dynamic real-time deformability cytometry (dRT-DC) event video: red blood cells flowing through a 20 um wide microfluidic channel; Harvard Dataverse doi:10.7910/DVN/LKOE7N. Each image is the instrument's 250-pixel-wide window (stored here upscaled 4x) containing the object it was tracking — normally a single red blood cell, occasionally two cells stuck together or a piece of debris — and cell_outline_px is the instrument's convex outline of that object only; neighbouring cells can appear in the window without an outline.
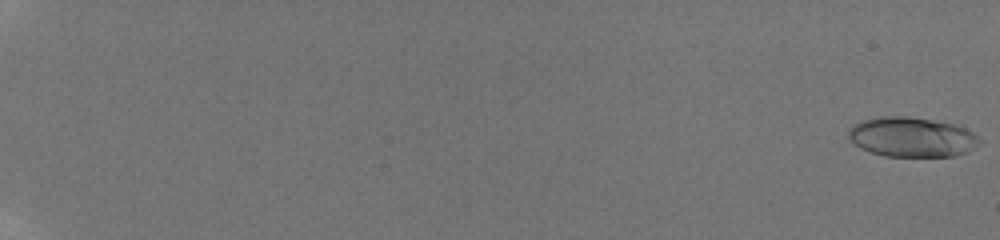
{"species": "human", "species_latin": "Homo sapiens", "temperature_condition": "room temperature", "stored_images_in_passage": 35, "camera_frame_rate_fps": 3000, "um_per_image_px": 0.085, "donor": {"sex": "male"}, "frame": {"image": 1, "passage_image": 1, "time_ms": 0.0, "image_size_px": [1000, 240], "cell_outline_px": [[984, 140], [980, 144], [968, 152], [956, 156], [884, 156], [860, 148], [848, 136], [848, 128], [864, 120], [880, 116], [908, 116], [956, 124], [972, 132]], "centroid_in_image_um": [77.56, 11.65], "position_along_channel_um": 7.4, "area_um2": 30.46}}
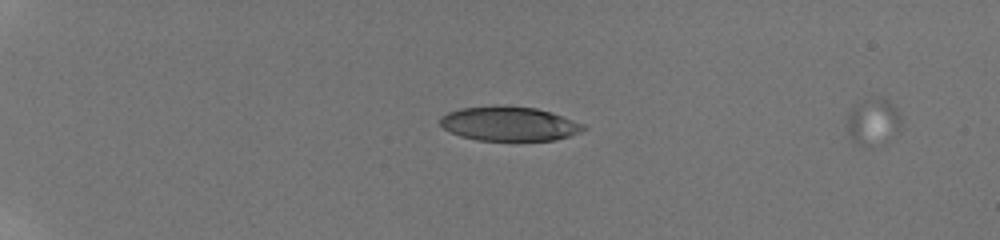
{"frame": {"image": 2, "passage_image": 26, "time_ms": 5.667, "image_size_px": [1000, 240], "cell_outline_px": [[588, 128], [580, 132], [556, 140], [476, 140], [460, 136], [448, 132], [440, 124], [440, 116], [448, 112], [460, 108], [492, 104], [504, 104], [536, 108], [552, 112], [584, 124]], "centroid_in_image_um": [43.25, 10.49], "position_along_channel_um": 41.8, "area_um2": 29.19}}